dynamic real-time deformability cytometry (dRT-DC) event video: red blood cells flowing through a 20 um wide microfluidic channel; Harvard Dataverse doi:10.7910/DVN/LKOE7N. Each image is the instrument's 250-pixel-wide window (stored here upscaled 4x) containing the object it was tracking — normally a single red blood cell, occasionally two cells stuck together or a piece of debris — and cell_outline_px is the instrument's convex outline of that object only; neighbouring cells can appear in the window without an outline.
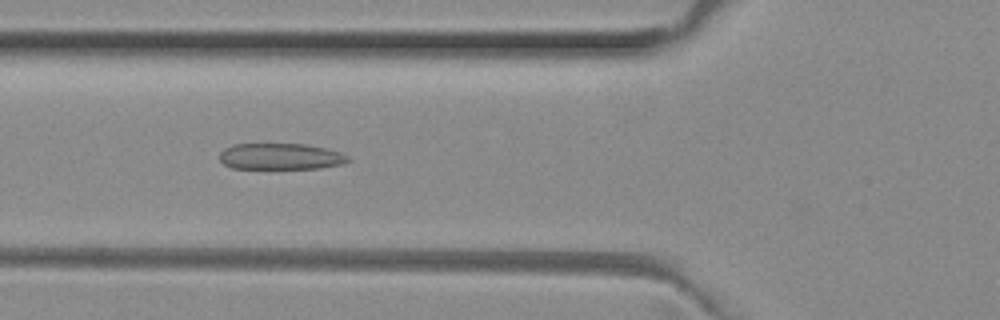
{"species": "common noctule bat (a hibernating species)", "species_latin": "Nyctalus noctula", "temperature_condition": "room temperature", "stored_images_in_passage": 49, "camera_frame_rate_fps": 3000, "um_per_image_px": 0.085, "animal": {"sex": "female", "body_mass_g": 29.2, "forearm_length_mm": 56.3}, "frame": {"image": 1, "passage_image": 17, "time_ms": 5.333, "image_size_px": [1000, 320], "cell_outline_px": [[352, 160], [340, 164], [320, 168], [232, 168], [224, 164], [220, 160], [220, 152], [224, 148], [232, 144], [304, 144], [324, 148], [340, 152], [348, 156]], "centroid_in_image_um": [23.83, 13.29], "position_along_channel_um": 102.0, "area_um2": 19.54}}
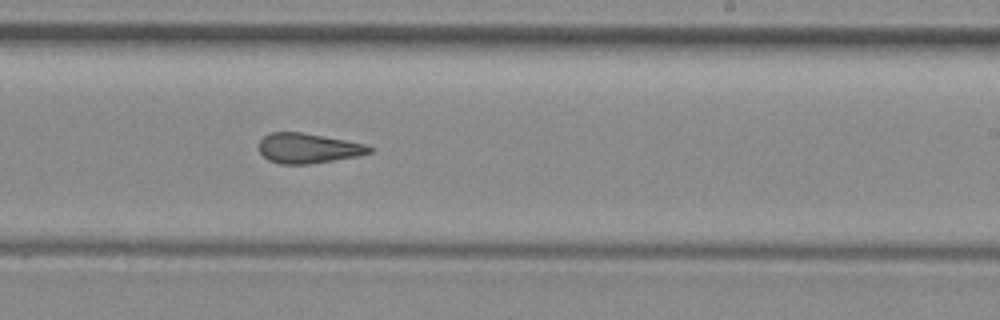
{"frame": {"image": 2, "passage_image": 29, "time_ms": 9.333, "image_size_px": [1000, 320], "cell_outline_px": [[372, 152], [360, 156], [308, 164], [280, 164], [268, 160], [260, 152], [260, 140], [268, 132], [300, 132], [368, 144], [372, 148]], "centroid_in_image_um": [26.21, 12.6], "position_along_channel_um": 262.8, "area_um2": 19.31}}
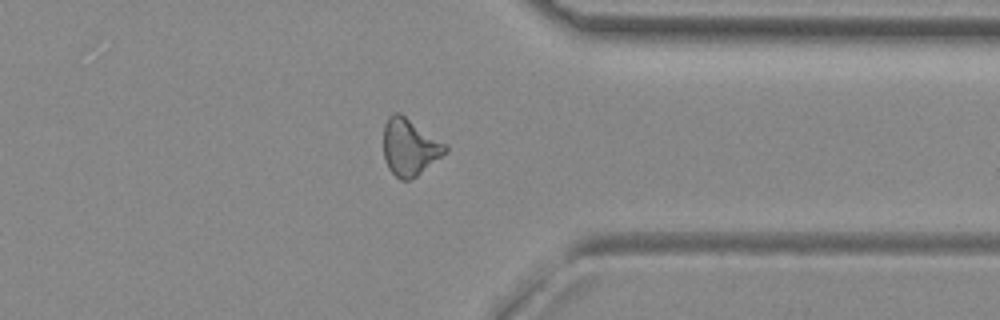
{"frame": {"image": 3, "passage_image": 38, "time_ms": 12.333, "image_size_px": [1000, 320], "cell_outline_px": [[448, 152], [416, 176], [408, 180], [400, 180], [388, 168], [384, 156], [384, 124], [388, 116], [396, 112], [400, 112], [448, 144]], "centroid_in_image_um": [34.85, 12.48], "position_along_channel_um": 376.6, "area_um2": 20.69}, "authors_computed_cell_mechanics": {"area_um2": 20.3456, "velocity_mm_per_s": 4.0169, "shape_relaxation_time_tau1_ms": null, "shape_relaxation_time_tau2_ms": 1.7058, "deformation_change_tau1": null, "deformation_change_tau2": 0.1001}}